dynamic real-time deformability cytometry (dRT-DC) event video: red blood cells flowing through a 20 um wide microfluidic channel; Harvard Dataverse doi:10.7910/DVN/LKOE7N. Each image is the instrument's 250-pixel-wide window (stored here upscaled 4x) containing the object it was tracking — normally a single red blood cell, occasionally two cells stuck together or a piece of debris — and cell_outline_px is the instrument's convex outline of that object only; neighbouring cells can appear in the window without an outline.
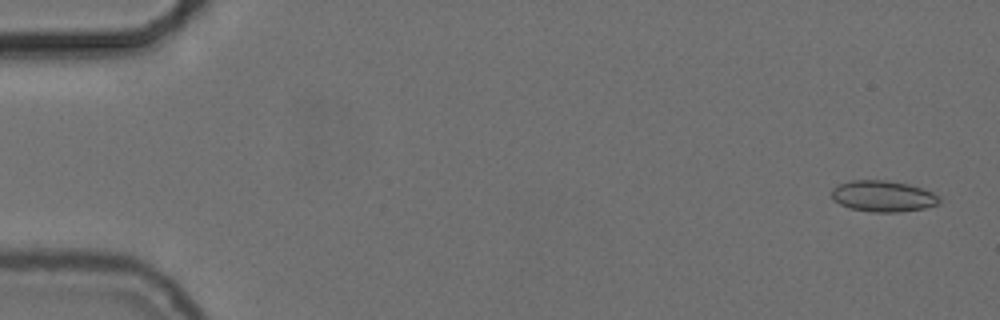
{"species": "common noctule bat (a hibernating species)", "species_latin": "Nyctalus noctula", "temperature_condition": "cold", "stored_images_in_passage": 55, "camera_frame_rate_fps": 3000, "um_per_image_px": 0.085, "animal": {"sex": "female", "body_mass_g": 24.6, "forearm_length_mm": 56.2}, "frame": {"image": 1, "passage_image": 2, "time_ms": 0.333, "image_size_px": [1000, 320], "cell_outline_px": [[940, 204], [924, 208], [900, 212], [872, 212], [848, 208], [832, 200], [832, 188], [836, 184], [852, 180], [888, 180], [908, 184], [932, 192], [940, 200]], "centroid_in_image_um": [75.01, 16.67], "position_along_channel_um": 10.0, "area_um2": 19.65}}
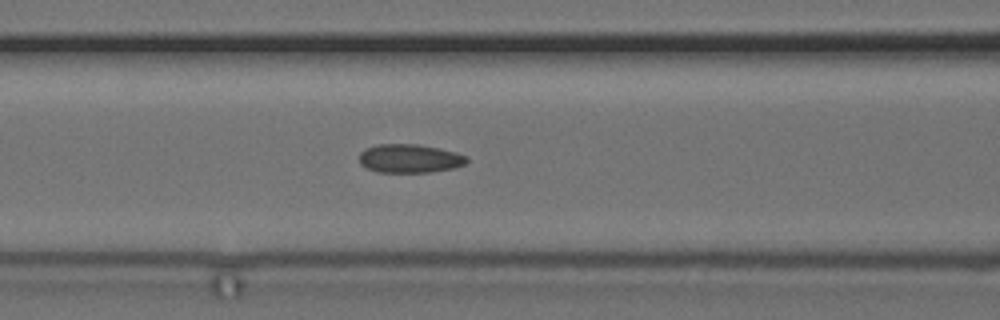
{"frame": {"image": 2, "passage_image": 23, "time_ms": 7.333, "image_size_px": [1000, 320], "cell_outline_px": [[468, 160], [464, 164], [456, 168], [432, 172], [376, 172], [360, 164], [360, 152], [364, 148], [376, 144], [420, 144], [440, 148], [456, 152], [468, 156]], "centroid_in_image_um": [34.84, 13.46], "position_along_channel_um": 131.8, "area_um2": 18.21}}
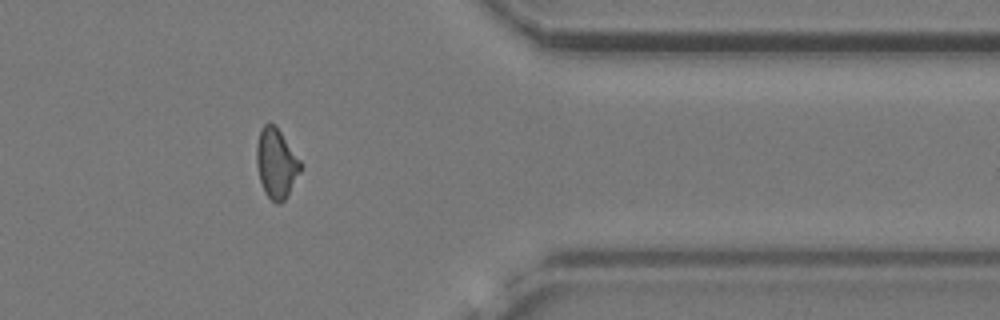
{"frame": {"image": 3, "passage_image": 45, "time_ms": 14.667, "image_size_px": [1000, 320], "cell_outline_px": [[300, 168], [288, 196], [280, 204], [276, 204], [264, 192], [260, 180], [256, 164], [256, 144], [260, 128], [268, 120], [280, 132], [300, 160]], "centroid_in_image_um": [23.44, 13.88], "position_along_channel_um": 388.0, "area_um2": 17.63}, "authors_computed_cell_mechanics": {"area_um2": 17.8602, "velocity_mm_per_s": 3.7241, "shape_relaxation_time_tau1_ms": null, "shape_relaxation_time_tau2_ms": 2.8682, "deformation_change_tau1": null, "deformation_change_tau2": 0.0925}}